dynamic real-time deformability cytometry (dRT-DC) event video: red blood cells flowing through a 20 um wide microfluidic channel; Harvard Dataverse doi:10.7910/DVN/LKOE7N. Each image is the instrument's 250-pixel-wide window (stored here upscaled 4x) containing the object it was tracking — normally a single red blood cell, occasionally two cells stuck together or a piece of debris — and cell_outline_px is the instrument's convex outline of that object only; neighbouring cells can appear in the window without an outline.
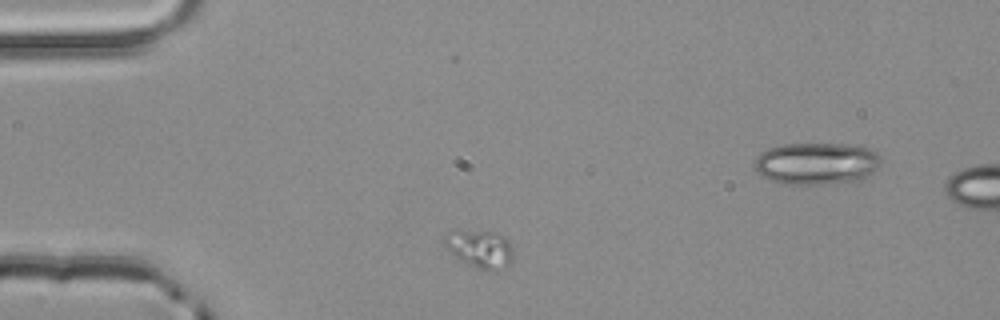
{"species": "common noctule bat (a hibernating species)", "species_latin": "Nyctalus noctula", "temperature_condition": "room temperature", "stored_images_in_passage": 3, "camera_frame_rate_fps": 3000, "um_per_image_px": 0.085, "animal": {"sex": "male", "body_mass_g": 20.4}, "frame": {"image": 1, "passage_image": 1, "time_ms": 0.0, "image_size_px": [1000, 320], "cell_outline_px": [[512, 260], [508, 264], [488, 268], [480, 268], [468, 264], [460, 260], [440, 240], [444, 236], [460, 232], [496, 232], [504, 236], [508, 240], [512, 248]], "centroid_in_image_um": [40.8, 21.12], "position_along_channel_um": 44.2, "area_um2": 14.1}}